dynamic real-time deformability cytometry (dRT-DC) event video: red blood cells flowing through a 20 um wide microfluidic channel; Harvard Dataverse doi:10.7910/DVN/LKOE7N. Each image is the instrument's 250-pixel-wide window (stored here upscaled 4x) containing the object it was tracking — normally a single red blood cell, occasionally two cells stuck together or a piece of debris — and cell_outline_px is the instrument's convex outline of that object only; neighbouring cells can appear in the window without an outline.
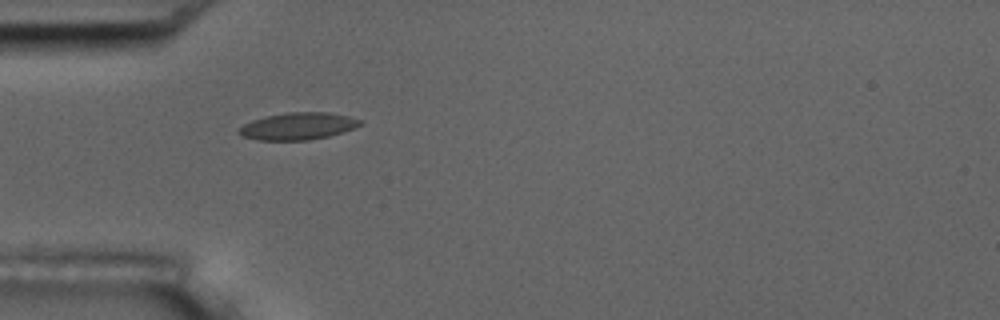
{"species": "common noctule bat (a hibernating species)", "species_latin": "Nyctalus noctula", "temperature_condition": "room temperature", "stored_images_in_passage": 1, "camera_frame_rate_fps": 3000, "um_per_image_px": 0.085, "animal": {"sex": "male", "body_mass_g": 17.5, "forearm_length_mm": 52.3}, "frame": {"image": 1, "passage_image": 1, "time_ms": 0.0, "image_size_px": [1000, 320], "cell_outline_px": [[364, 120], [356, 128], [328, 136], [308, 140], [260, 140], [240, 136], [236, 132], [244, 124], [252, 120], [264, 116], [288, 112], [328, 112], [348, 116]], "centroid_in_image_um": [25.32, 10.72], "position_along_channel_um": 59.7, "area_um2": 19.25}}